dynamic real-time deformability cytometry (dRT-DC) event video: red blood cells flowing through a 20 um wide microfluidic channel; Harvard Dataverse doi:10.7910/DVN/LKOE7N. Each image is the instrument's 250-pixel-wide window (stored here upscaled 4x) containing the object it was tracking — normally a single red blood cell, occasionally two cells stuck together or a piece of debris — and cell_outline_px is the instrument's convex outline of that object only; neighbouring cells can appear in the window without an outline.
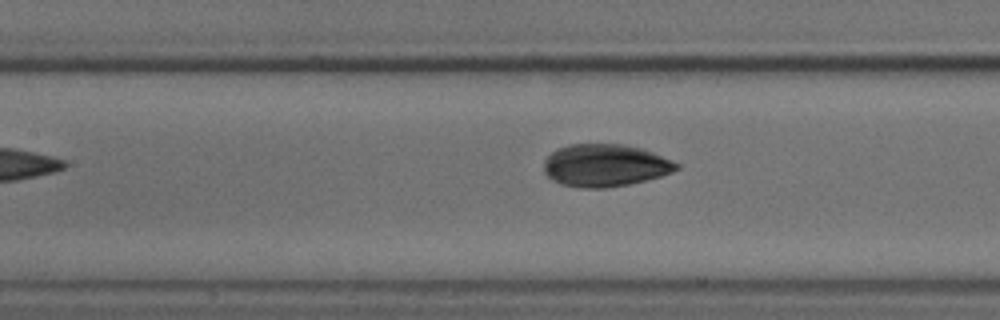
{"species": "common noctule bat (a hibernating species)", "species_latin": "Nyctalus noctula", "temperature_condition": "cold", "stored_images_in_passage": 4, "camera_frame_rate_fps": 3000, "um_per_image_px": 0.085, "animal": {"sex": "male", "body_mass_g": 18.8}, "frame": {"image": 1, "passage_image": 4, "time_ms": 3.667, "image_size_px": [1000, 320], "cell_outline_px": [[680, 168], [672, 172], [660, 176], [628, 184], [604, 188], [580, 188], [560, 184], [552, 180], [544, 172], [544, 160], [556, 148], [568, 144], [624, 144], [640, 148], [652, 152], [672, 160], [680, 164]], "centroid_in_image_um": [51.41, 14.05], "position_along_channel_um": 156.0, "area_um2": 32.89}}